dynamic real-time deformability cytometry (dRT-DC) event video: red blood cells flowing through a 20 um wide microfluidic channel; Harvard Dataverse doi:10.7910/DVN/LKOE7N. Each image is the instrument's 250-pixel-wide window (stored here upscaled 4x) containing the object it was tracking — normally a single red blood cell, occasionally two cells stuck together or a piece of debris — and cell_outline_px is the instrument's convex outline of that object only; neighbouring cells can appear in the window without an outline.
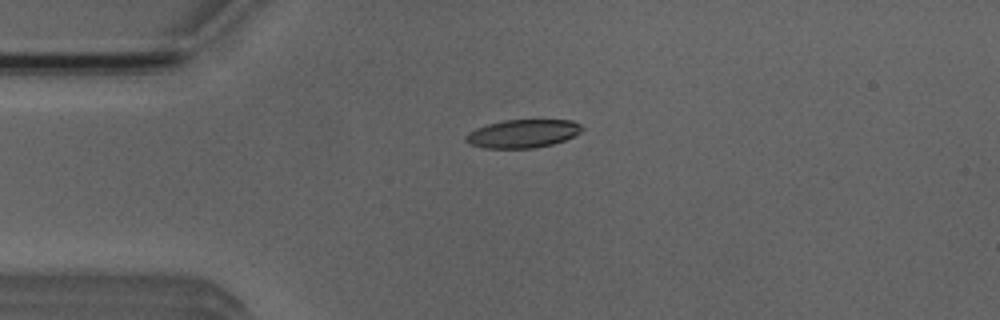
{"species": "Egyptian fruit bat (a non-hibernating species)", "species_latin": "Rousettus aegyptiacus", "temperature_condition": "room temperature", "stored_images_in_passage": 25, "camera_frame_rate_fps": 3000, "um_per_image_px": 0.085, "animal": {"sex": "male"}, "frame": {"image": 1, "passage_image": 2, "time_ms": 0.333, "image_size_px": [1000, 320], "cell_outline_px": [[584, 128], [580, 132], [564, 140], [552, 144], [536, 148], [484, 148], [472, 144], [464, 140], [464, 136], [476, 128], [488, 124], [504, 120], [572, 120], [580, 124]], "centroid_in_image_um": [44.43, 11.35], "position_along_channel_um": 40.6, "area_um2": 19.02}}
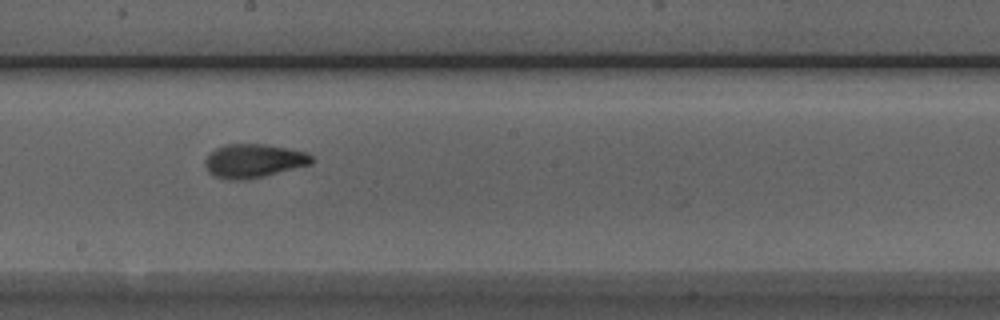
{"frame": {"image": 2, "passage_image": 18, "time_ms": 5.667, "image_size_px": [1000, 320], "cell_outline_px": [[312, 164], [248, 180], [232, 180], [216, 176], [208, 172], [204, 164], [204, 160], [216, 148], [224, 144], [264, 144], [288, 148], [308, 152], [312, 156]], "centroid_in_image_um": [21.57, 13.67], "position_along_channel_um": 226.6, "area_um2": 20.98}}
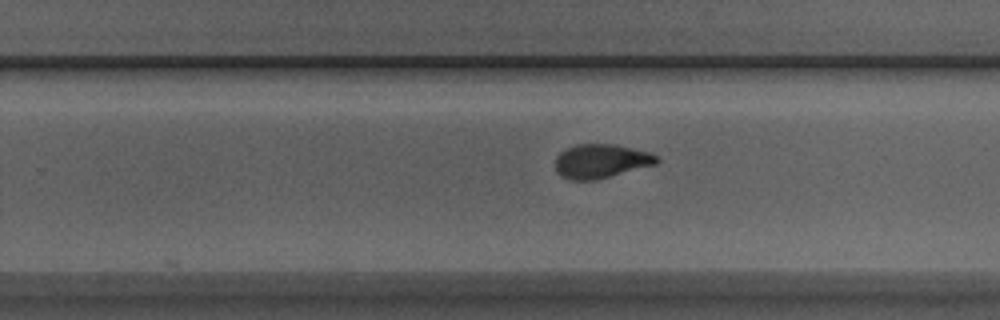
{"frame": {"image": 3, "passage_image": 22, "time_ms": 7.0, "image_size_px": [1000, 320], "cell_outline_px": [[660, 160], [656, 164], [596, 180], [568, 180], [560, 176], [556, 172], [556, 156], [560, 152], [576, 144], [616, 144], [652, 152]], "centroid_in_image_um": [51.09, 13.69], "position_along_channel_um": 278.7, "area_um2": 20.29}, "authors_computed_cell_mechanics": {"area_um2": 20.5768, "velocity_mm_per_s": 3.9239, "shape_relaxation_time_tau1_ms": 3.9315, "shape_relaxation_time_tau2_ms": 1.7348, "deformation_change_tau1": 0.1658, "deformation_change_tau2": 0.0809}}